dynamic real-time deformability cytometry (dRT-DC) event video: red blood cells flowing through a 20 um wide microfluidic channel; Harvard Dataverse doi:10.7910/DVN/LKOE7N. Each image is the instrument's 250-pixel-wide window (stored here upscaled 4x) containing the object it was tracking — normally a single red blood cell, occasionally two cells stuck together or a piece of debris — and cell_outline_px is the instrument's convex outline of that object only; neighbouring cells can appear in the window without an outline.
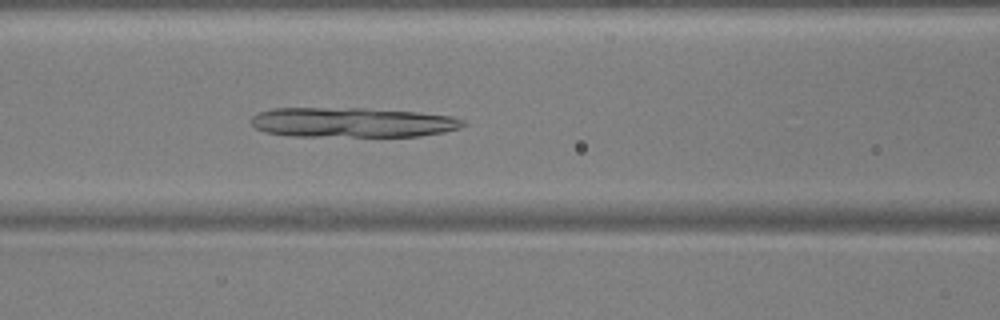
{"species": "common noctule bat (a hibernating species)", "species_latin": "Nyctalus noctula", "temperature_condition": "warm", "stored_images_in_passage": 52, "camera_frame_rate_fps": 3000, "um_per_image_px": 0.085, "animal": {"sex": "male", "body_mass_g": 17.9, "forearm_length_mm": 54.2}, "frame": {"image": 1, "passage_image": 22, "time_ms": 7.0, "image_size_px": [1000, 320], "cell_outline_px": [[468, 124], [460, 128], [444, 132], [420, 136], [288, 136], [264, 132], [256, 128], [252, 124], [252, 116], [260, 112], [272, 108], [368, 108], [416, 112], [452, 116], [464, 120]], "centroid_in_image_um": [29.97, 10.4], "position_along_channel_um": 136.6, "area_um2": 37.05}}
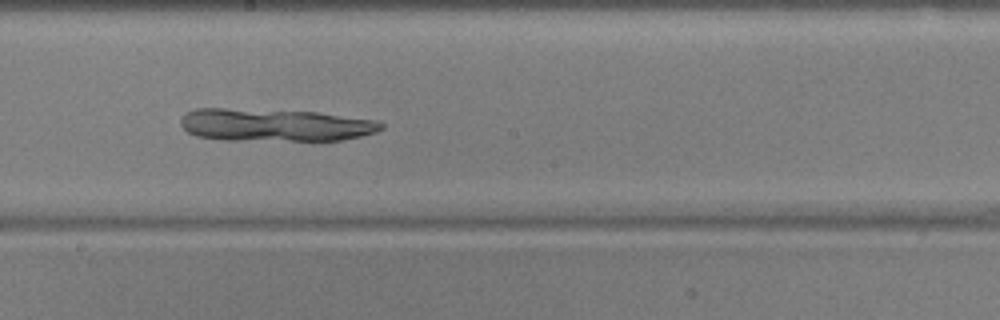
{"frame": {"image": 2, "passage_image": 29, "time_ms": 9.333, "image_size_px": [1000, 320], "cell_outline_px": [[384, 128], [376, 132], [344, 140], [220, 140], [196, 136], [188, 132], [180, 124], [180, 120], [188, 112], [196, 108], [224, 108], [316, 112], [380, 120], [384, 124]], "centroid_in_image_um": [23.39, 10.63], "position_along_channel_um": 224.8, "area_um2": 38.26}}
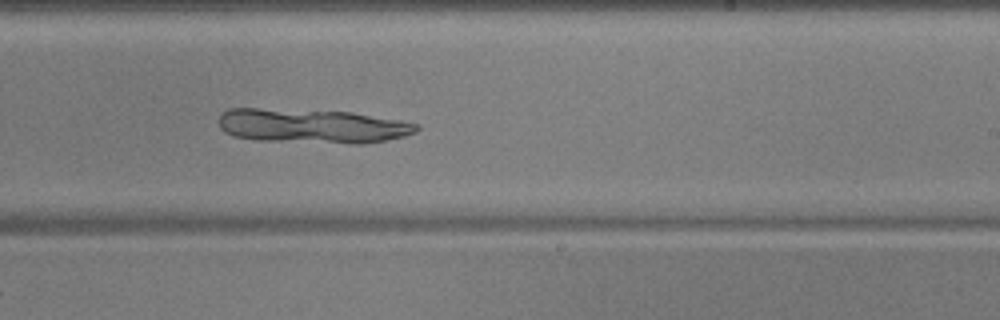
{"frame": {"image": 3, "passage_image": 32, "time_ms": 10.333, "image_size_px": [1000, 320], "cell_outline_px": [[420, 128], [416, 132], [404, 136], [388, 140], [364, 144], [356, 144], [252, 140], [232, 136], [224, 132], [220, 128], [220, 112], [228, 108], [256, 108], [352, 112], [400, 120], [420, 124]], "centroid_in_image_um": [26.52, 10.72], "position_along_channel_um": 262.5, "area_um2": 40.06}}